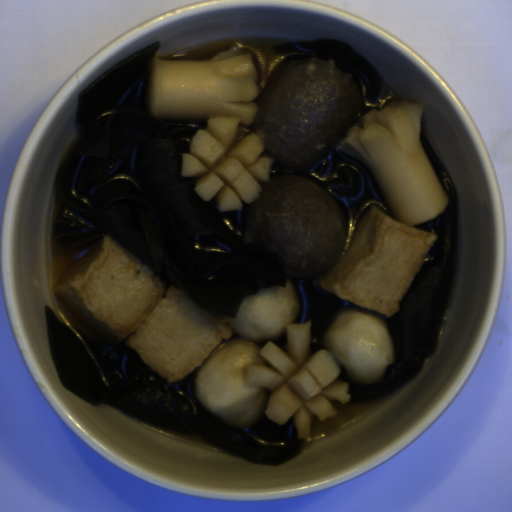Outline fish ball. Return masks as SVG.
<instances>
[{
	"label": "fish ball",
	"instance_id": "fish-ball-2",
	"mask_svg": "<svg viewBox=\"0 0 512 512\" xmlns=\"http://www.w3.org/2000/svg\"><path fill=\"white\" fill-rule=\"evenodd\" d=\"M437 234L410 227L378 204L363 212L340 259L316 284L354 304L342 307L325 326L322 346L364 385L383 382L396 350L386 321L425 262ZM375 311L376 313L372 312Z\"/></svg>",
	"mask_w": 512,
	"mask_h": 512
},
{
	"label": "fish ball",
	"instance_id": "fish-ball-1",
	"mask_svg": "<svg viewBox=\"0 0 512 512\" xmlns=\"http://www.w3.org/2000/svg\"><path fill=\"white\" fill-rule=\"evenodd\" d=\"M61 298L109 344L133 349L168 384L194 372L200 404L226 424L250 427L266 415L269 390L248 383V366H268L260 350L276 341L300 310L291 280L246 295L235 317L193 303L110 235L56 278Z\"/></svg>",
	"mask_w": 512,
	"mask_h": 512
}]
</instances>
